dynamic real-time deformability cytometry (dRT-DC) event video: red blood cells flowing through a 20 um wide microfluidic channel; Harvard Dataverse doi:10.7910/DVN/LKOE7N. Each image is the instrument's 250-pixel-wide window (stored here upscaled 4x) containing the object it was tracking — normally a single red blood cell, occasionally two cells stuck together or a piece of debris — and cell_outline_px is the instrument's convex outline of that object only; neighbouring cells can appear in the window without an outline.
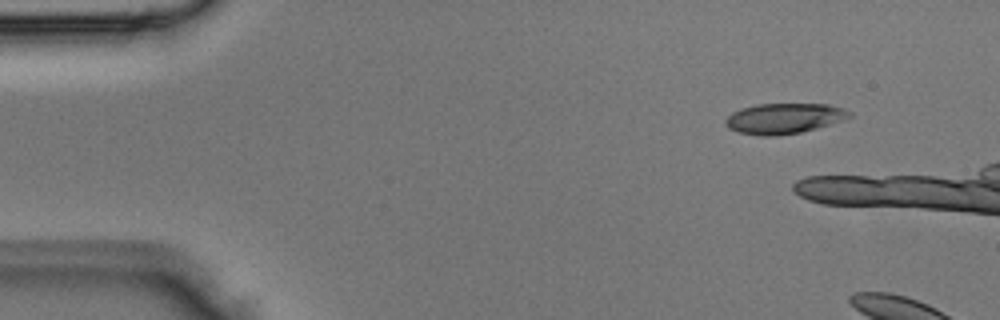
{"species": "Egyptian fruit bat (a non-hibernating species)", "species_latin": "Rousettus aegyptiacus", "temperature_condition": "room temperature", "stored_images_in_passage": 2, "camera_frame_rate_fps": 3000, "um_per_image_px": 0.085, "animal": {"sex": "male"}, "frame": {"image": 1, "passage_image": 2, "time_ms": 0.333, "image_size_px": [1000, 320], "cell_outline_px": [[852, 116], [816, 128], [800, 132], [776, 136], [760, 136], [740, 132], [728, 128], [724, 124], [724, 120], [732, 112], [740, 108], [756, 104], [828, 104], [844, 108], [852, 112]], "centroid_in_image_um": [66.6, 10.06], "position_along_channel_um": 18.4, "area_um2": 21.96}}